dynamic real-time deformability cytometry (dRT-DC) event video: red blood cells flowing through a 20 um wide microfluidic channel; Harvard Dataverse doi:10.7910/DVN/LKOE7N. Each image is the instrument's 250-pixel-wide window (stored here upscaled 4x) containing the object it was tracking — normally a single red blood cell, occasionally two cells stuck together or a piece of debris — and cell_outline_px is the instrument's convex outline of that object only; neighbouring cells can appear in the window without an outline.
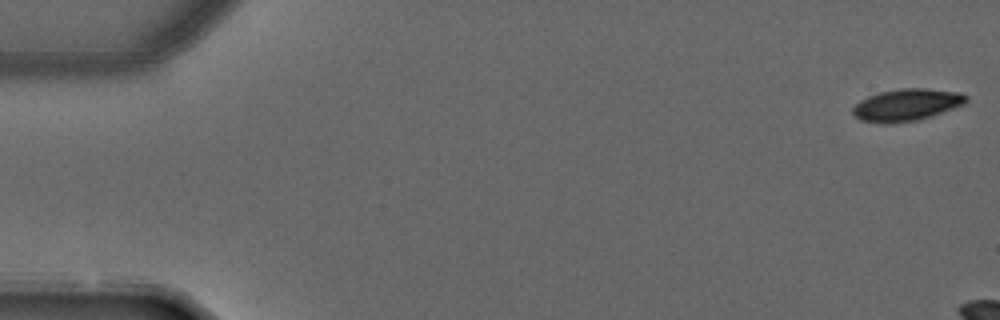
{"species": "common noctule bat (a hibernating species)", "species_latin": "Nyctalus noctula", "temperature_condition": "warm", "stored_images_in_passage": 3, "camera_frame_rate_fps": 3000, "um_per_image_px": 0.085, "animal": {"sex": "male", "forearm_length_mm": 52.5}, "frame": {"image": 1, "passage_image": 1, "time_ms": 0.0, "image_size_px": [1000, 320], "cell_outline_px": [[968, 100], [964, 104], [932, 116], [916, 120], [884, 124], [860, 120], [852, 112], [852, 108], [860, 100], [868, 96], [880, 92], [900, 88], [928, 88], [960, 92], [968, 96]], "centroid_in_image_um": [77.08, 8.9], "position_along_channel_um": 7.9, "area_um2": 21.21}}